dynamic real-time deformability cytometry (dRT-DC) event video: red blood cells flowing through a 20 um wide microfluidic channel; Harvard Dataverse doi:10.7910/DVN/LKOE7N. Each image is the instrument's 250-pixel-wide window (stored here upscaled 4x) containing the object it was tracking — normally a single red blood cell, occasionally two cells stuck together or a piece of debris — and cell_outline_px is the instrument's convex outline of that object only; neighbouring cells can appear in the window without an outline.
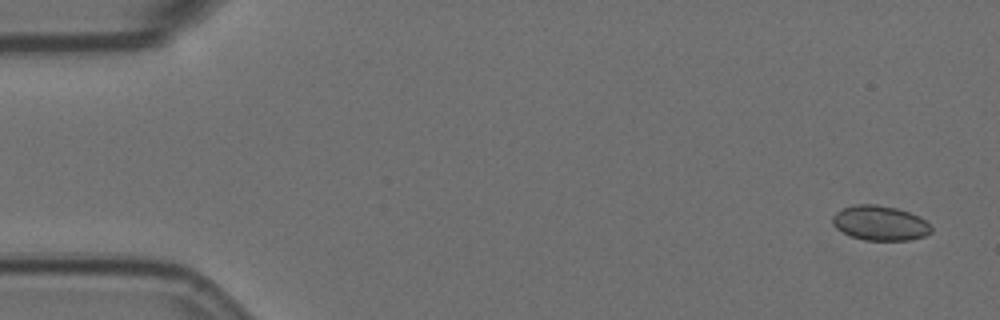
{"species": "Egyptian fruit bat (a non-hibernating species)", "species_latin": "Rousettus aegyptiacus", "temperature_condition": "room temperature", "stored_images_in_passage": 3, "camera_frame_rate_fps": 3000, "um_per_image_px": 0.085, "animal": {"sex": "female"}, "frame": {"image": 1, "passage_image": 1, "time_ms": 0.0, "image_size_px": [1000, 320], "cell_outline_px": [[932, 232], [924, 236], [908, 240], [864, 240], [852, 236], [836, 228], [832, 224], [832, 216], [836, 212], [844, 208], [856, 204], [876, 204], [896, 208], [920, 216], [932, 228]], "centroid_in_image_um": [74.8, 18.96], "position_along_channel_um": 10.2, "area_um2": 19.88}}